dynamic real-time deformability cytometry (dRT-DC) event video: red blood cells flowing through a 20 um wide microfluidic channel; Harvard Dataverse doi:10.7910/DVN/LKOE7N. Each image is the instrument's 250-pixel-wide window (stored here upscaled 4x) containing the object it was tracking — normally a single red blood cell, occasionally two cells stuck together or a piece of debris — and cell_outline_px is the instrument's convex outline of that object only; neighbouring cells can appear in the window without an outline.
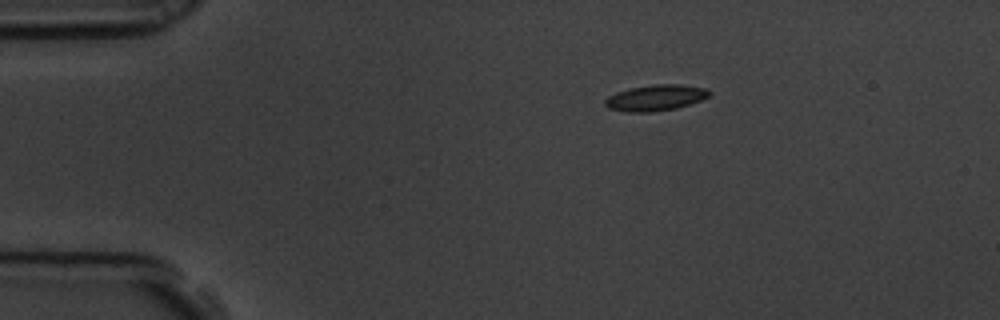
{"species": "common noctule bat (a hibernating species)", "species_latin": "Nyctalus noctula", "temperature_condition": "room temperature", "stored_images_in_passage": 3, "camera_frame_rate_fps": 3000, "um_per_image_px": 0.085, "animal": {"sex": "male", "body_mass_g": 19.5, "forearm_length_mm": 54.6}, "frame": {"image": 1, "passage_image": 1, "time_ms": 0.0, "image_size_px": [1000, 320], "cell_outline_px": [[712, 92], [708, 96], [700, 100], [676, 108], [652, 112], [624, 112], [608, 108], [604, 104], [604, 100], [608, 96], [616, 92], [628, 88], [652, 84], [680, 84], [708, 88]], "centroid_in_image_um": [55.7, 8.3], "position_along_channel_um": 29.3, "area_um2": 15.95}}